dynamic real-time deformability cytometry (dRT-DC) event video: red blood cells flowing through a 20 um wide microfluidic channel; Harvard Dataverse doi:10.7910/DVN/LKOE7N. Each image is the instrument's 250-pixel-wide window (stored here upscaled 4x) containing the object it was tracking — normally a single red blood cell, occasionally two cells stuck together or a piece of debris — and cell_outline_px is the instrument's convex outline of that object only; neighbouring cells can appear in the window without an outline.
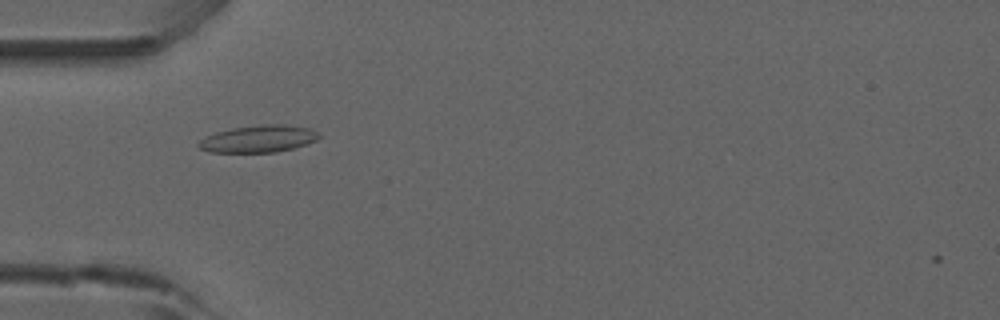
{"species": "common noctule bat (a hibernating species)", "species_latin": "Nyctalus noctula", "temperature_condition": "room temperature", "stored_images_in_passage": 38, "camera_frame_rate_fps": 3000, "um_per_image_px": 0.085, "animal": {"sex": "male", "forearm_length_mm": 52.5}, "frame": {"image": 1, "passage_image": 2, "time_ms": 0.333, "image_size_px": [1000, 320], "cell_outline_px": [[320, 136], [316, 140], [308, 144], [276, 152], [212, 152], [200, 148], [196, 144], [204, 136], [216, 132], [232, 128], [260, 124], [288, 124], [312, 128]], "centroid_in_image_um": [21.98, 11.78], "position_along_channel_um": 63.0, "area_um2": 19.13}}
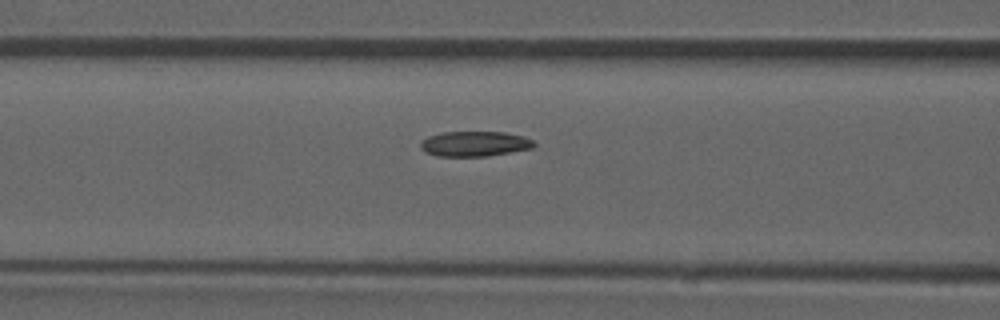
{"frame": {"image": 2, "passage_image": 7, "time_ms": 2.0, "image_size_px": [1000, 320], "cell_outline_px": [[536, 144], [532, 148], [488, 156], [436, 156], [424, 152], [420, 148], [420, 140], [428, 136], [444, 132], [504, 132], [524, 136], [532, 140]], "centroid_in_image_um": [40.31, 12.22], "position_along_channel_um": 126.3, "area_um2": 16.7}, "authors_computed_cell_mechanics": {"area_um2": 16.6464, "velocity_mm_per_s": 3.8821, "shape_relaxation_time_tau1_ms": null, "shape_relaxation_time_tau2_ms": 6.2561, "deformation_change_tau1": null, "deformation_change_tau2": 0.1152}}